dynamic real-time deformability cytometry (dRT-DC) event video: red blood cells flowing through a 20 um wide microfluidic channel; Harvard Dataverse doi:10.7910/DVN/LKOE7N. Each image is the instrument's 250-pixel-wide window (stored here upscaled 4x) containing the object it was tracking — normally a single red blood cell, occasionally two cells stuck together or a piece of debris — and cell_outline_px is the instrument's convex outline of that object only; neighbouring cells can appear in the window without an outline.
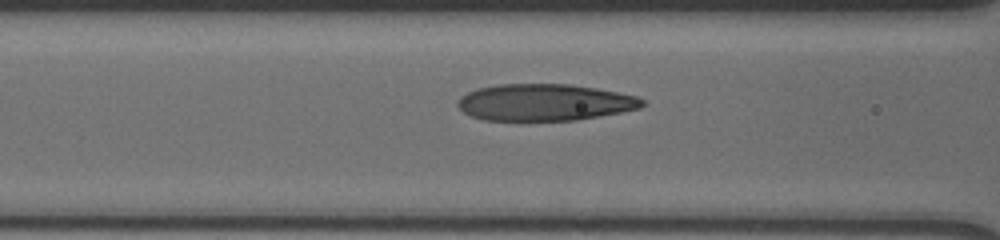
{"species": "human", "species_latin": "Homo sapiens", "temperature_condition": "cold", "stored_images_in_passage": 21, "camera_frame_rate_fps": 3000, "um_per_image_px": 0.085, "donor": {"sex": "male"}, "frame": {"image": 1, "passage_image": 17, "time_ms": 5.333, "image_size_px": [1000, 240], "cell_outline_px": [[644, 104], [640, 108], [600, 116], [576, 120], [484, 120], [472, 116], [464, 112], [456, 104], [460, 96], [476, 88], [500, 84], [568, 84], [596, 88], [636, 96], [644, 100]], "centroid_in_image_um": [46.27, 8.7], "position_along_channel_um": 120.3, "area_um2": 39.36}}
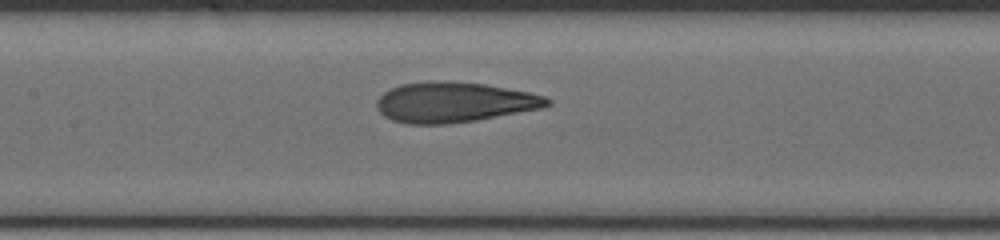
{"frame": {"image": 2, "passage_image": 20, "time_ms": 6.333, "image_size_px": [1000, 240], "cell_outline_px": [[552, 104], [540, 108], [476, 120], [444, 124], [408, 124], [392, 120], [384, 116], [376, 108], [376, 100], [384, 92], [400, 84], [428, 80], [440, 80], [484, 84], [528, 92], [544, 96], [552, 100]], "centroid_in_image_um": [38.55, 8.68], "position_along_channel_um": 168.8, "area_um2": 39.94}}